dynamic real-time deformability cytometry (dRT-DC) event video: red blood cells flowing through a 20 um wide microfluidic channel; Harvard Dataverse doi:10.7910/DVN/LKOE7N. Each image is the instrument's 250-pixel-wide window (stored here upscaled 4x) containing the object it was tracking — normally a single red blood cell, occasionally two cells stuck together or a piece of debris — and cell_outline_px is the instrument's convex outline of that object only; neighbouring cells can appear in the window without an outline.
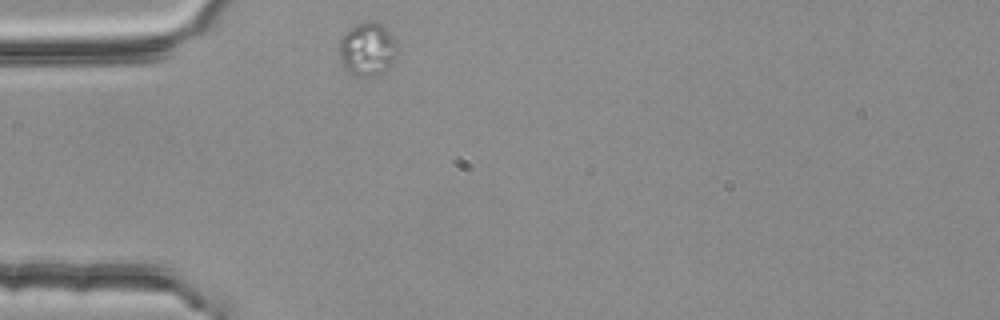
{"species": "common noctule bat (a hibernating species)", "species_latin": "Nyctalus noctula", "temperature_condition": "room temperature", "stored_images_in_passage": 44, "camera_frame_rate_fps": 3000, "um_per_image_px": 0.085, "animal": {"sex": "female", "body_mass_g": 25.1}, "frame": {"image": 1, "passage_image": 1, "time_ms": 0.0, "image_size_px": [1000, 320], "cell_outline_px": [[396, 60], [388, 68], [372, 76], [360, 76], [344, 68], [340, 60], [340, 40], [356, 24], [364, 20], [376, 20], [388, 32], [396, 44]], "centroid_in_image_um": [31.24, 4.17], "position_along_channel_um": 53.8, "area_um2": 17.63}}